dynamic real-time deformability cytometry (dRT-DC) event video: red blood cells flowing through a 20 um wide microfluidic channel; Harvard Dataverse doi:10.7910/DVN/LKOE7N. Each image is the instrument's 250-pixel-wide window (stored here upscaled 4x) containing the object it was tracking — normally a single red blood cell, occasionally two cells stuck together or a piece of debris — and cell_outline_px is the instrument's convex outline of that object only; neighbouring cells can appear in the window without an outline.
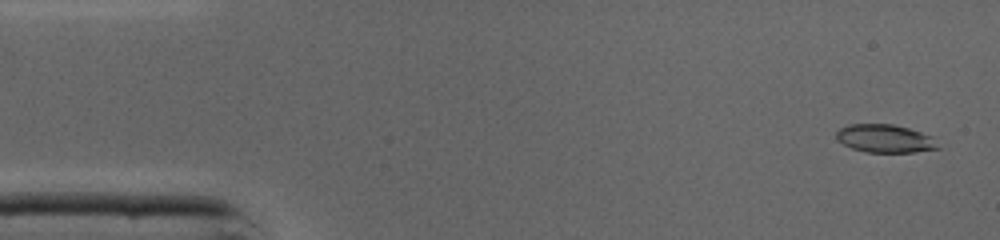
{"species": "common noctule bat (a hibernating species)", "species_latin": "Nyctalus noctula", "temperature_condition": "cold", "stored_images_in_passage": 45, "camera_frame_rate_fps": 3000, "um_per_image_px": 0.085, "animal": {"sex": "male", "body_mass_g": 19.0, "forearm_length_mm": 50.8}, "frame": {"image": 1, "passage_image": 2, "time_ms": 0.333, "image_size_px": [1000, 240], "cell_outline_px": [[940, 148], [916, 152], [864, 152], [852, 148], [836, 140], [836, 132], [840, 128], [848, 124], [892, 124], [908, 128], [932, 136]], "centroid_in_image_um": [75.2, 11.78], "position_along_channel_um": 9.8, "area_um2": 16.65}}
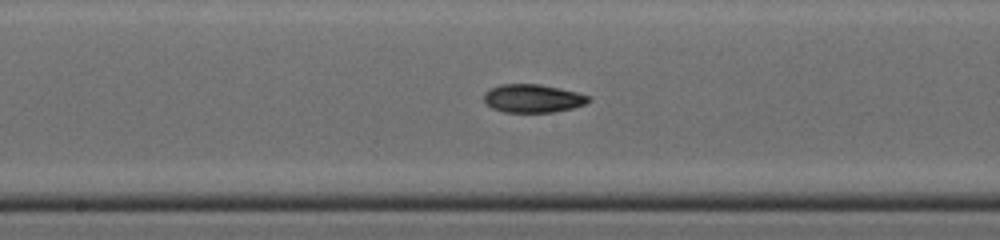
{"frame": {"image": 2, "passage_image": 23, "time_ms": 7.333, "image_size_px": [1000, 240], "cell_outline_px": [[592, 100], [584, 104], [572, 108], [552, 112], [504, 112], [492, 108], [484, 100], [484, 92], [488, 88], [500, 84], [540, 84], [560, 88], [592, 96]], "centroid_in_image_um": [45.29, 8.35], "position_along_channel_um": 202.9, "area_um2": 17.34}}
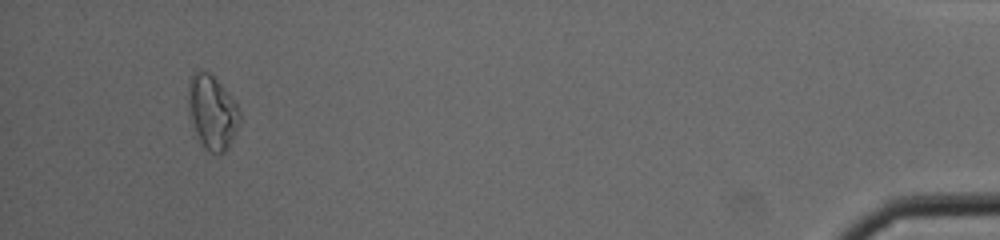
{"frame": {"image": 3, "passage_image": 43, "time_ms": 14.0, "image_size_px": [1000, 240], "cell_outline_px": [[240, 120], [232, 140], [228, 148], [224, 152], [212, 152], [200, 140], [196, 132], [188, 112], [188, 80], [196, 72], [208, 72], [236, 100], [240, 108]], "centroid_in_image_um": [18.06, 9.5], "position_along_channel_um": 417.1, "area_um2": 21.79}, "authors_computed_cell_mechanics": {"area_um2": 17.6868, "velocity_mm_per_s": 4.3666, "shape_relaxation_time_tau1_ms": null, "shape_relaxation_time_tau2_ms": 4.6816, "deformation_change_tau1": null, "deformation_change_tau2": 0.1076}}